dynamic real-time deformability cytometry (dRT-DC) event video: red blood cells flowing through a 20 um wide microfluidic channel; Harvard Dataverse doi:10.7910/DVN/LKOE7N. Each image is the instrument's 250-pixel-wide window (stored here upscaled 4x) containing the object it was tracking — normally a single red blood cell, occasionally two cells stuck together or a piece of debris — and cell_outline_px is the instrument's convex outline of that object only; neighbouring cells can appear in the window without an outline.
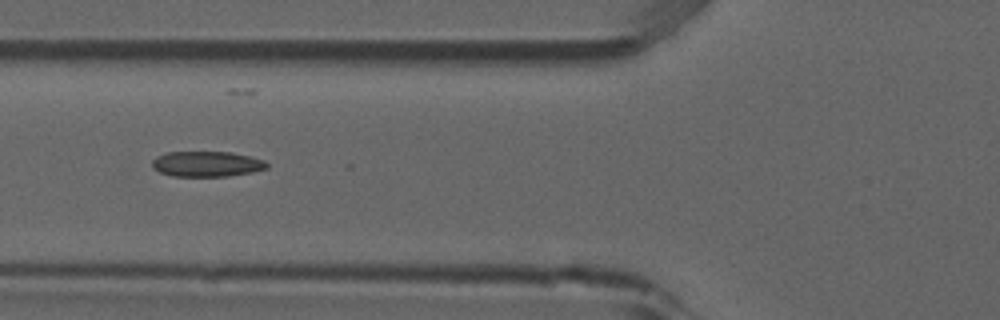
{"species": "common noctule bat (a hibernating species)", "species_latin": "Nyctalus noctula", "temperature_condition": "room temperature", "stored_images_in_passage": 8, "camera_frame_rate_fps": 3000, "um_per_image_px": 0.085, "animal": {"sex": "male", "forearm_length_mm": 52.5}, "frame": {"image": 1, "passage_image": 6, "time_ms": 1.667, "image_size_px": [1000, 320], "cell_outline_px": [[268, 168], [252, 172], [228, 176], [172, 176], [160, 172], [152, 164], [152, 160], [156, 156], [168, 152], [232, 152], [252, 156], [264, 160], [268, 164]], "centroid_in_image_um": [17.61, 13.93], "position_along_channel_um": 108.2, "area_um2": 16.99}}
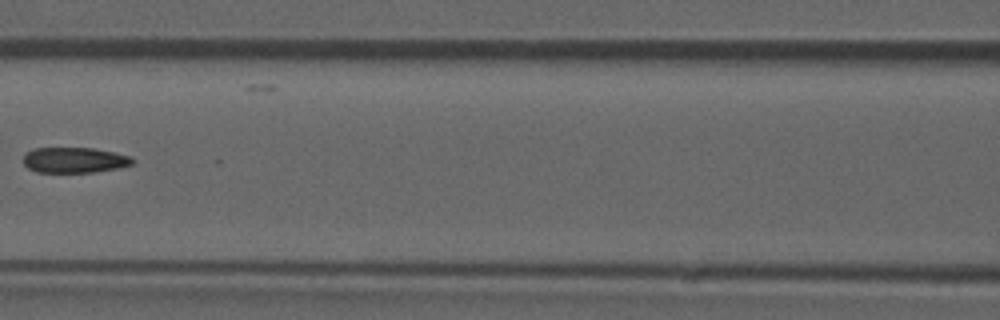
{"frame": {"image": 2, "passage_image": 7, "time_ms": 2.0, "image_size_px": [1000, 320], "cell_outline_px": [[136, 160], [132, 164], [116, 168], [96, 172], [36, 172], [28, 168], [24, 164], [24, 156], [32, 148], [92, 148], [132, 156]], "centroid_in_image_um": [6.34, 13.6], "position_along_channel_um": 160.3, "area_um2": 16.18}}